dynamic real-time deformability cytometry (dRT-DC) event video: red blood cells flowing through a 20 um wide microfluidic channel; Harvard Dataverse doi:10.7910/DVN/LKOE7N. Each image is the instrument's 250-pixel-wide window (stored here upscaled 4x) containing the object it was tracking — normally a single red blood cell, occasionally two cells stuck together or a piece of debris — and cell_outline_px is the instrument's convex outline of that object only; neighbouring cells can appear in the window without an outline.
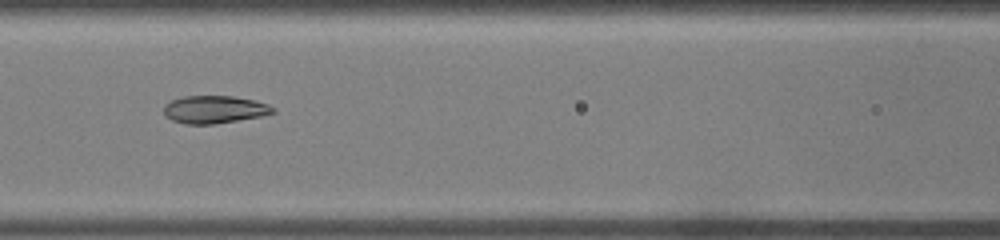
{"species": "common noctule bat (a hibernating species)", "species_latin": "Nyctalus noctula", "temperature_condition": "warm", "stored_images_in_passage": 29, "camera_frame_rate_fps": 3000, "um_per_image_px": 0.085, "animal": {"sex": "male", "body_mass_g": 19.0, "forearm_length_mm": 50.8}, "frame": {"image": 1, "passage_image": 11, "time_ms": 3.333, "image_size_px": [1000, 240], "cell_outline_px": [[276, 112], [260, 116], [212, 124], [184, 124], [172, 120], [164, 116], [164, 104], [172, 100], [184, 96], [232, 96], [252, 100], [268, 104], [276, 108]], "centroid_in_image_um": [18.2, 9.3], "position_along_channel_um": 148.4, "area_um2": 17.51}}
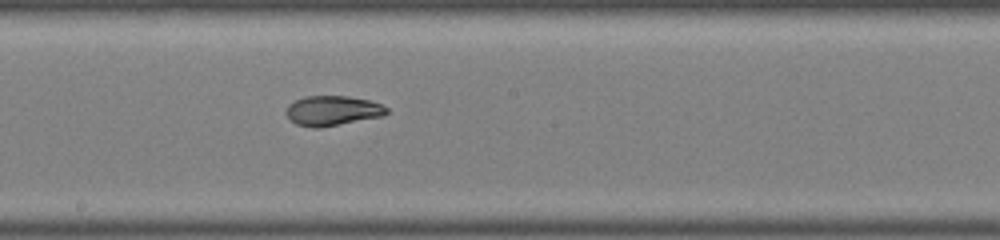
{"frame": {"image": 2, "passage_image": 15, "time_ms": 4.667, "image_size_px": [1000, 240], "cell_outline_px": [[388, 112], [384, 116], [320, 128], [312, 128], [296, 124], [288, 116], [288, 104], [304, 96], [348, 96], [368, 100], [380, 104], [388, 108]], "centroid_in_image_um": [28.29, 9.41], "position_along_channel_um": 219.9, "area_um2": 17.4}}
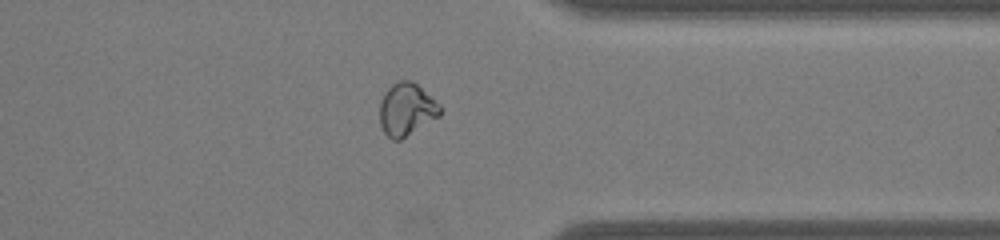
{"frame": {"image": 3, "passage_image": 24, "time_ms": 7.667, "image_size_px": [1000, 240], "cell_outline_px": [[440, 116], [400, 140], [392, 140], [384, 132], [380, 124], [380, 100], [384, 92], [396, 80], [412, 80], [440, 104]], "centroid_in_image_um": [34.54, 9.29], "position_along_channel_um": 376.9, "area_um2": 18.55}}